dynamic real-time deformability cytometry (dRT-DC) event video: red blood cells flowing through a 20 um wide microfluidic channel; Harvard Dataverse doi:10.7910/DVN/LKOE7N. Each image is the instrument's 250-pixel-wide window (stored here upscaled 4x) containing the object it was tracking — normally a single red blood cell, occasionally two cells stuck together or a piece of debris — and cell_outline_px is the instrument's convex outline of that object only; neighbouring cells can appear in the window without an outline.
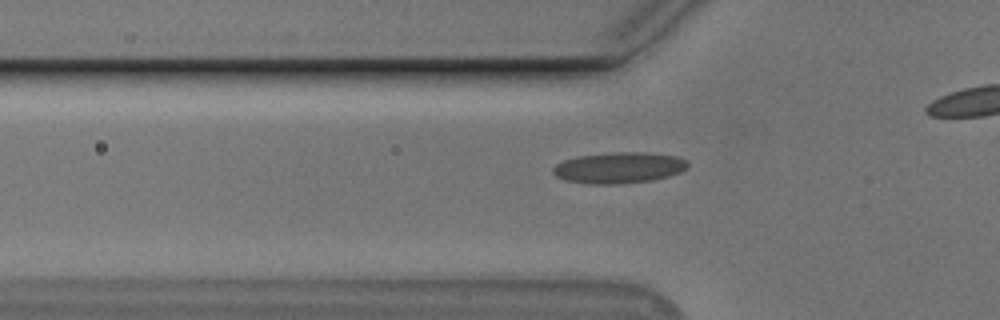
{"species": "Egyptian fruit bat (a non-hibernating species)", "species_latin": "Rousettus aegyptiacus", "temperature_condition": "cold", "stored_images_in_passage": 39, "camera_frame_rate_fps": 3000, "um_per_image_px": 0.085, "animal": {"sex": "male"}, "frame": {"image": 1, "passage_image": 13, "time_ms": 4.0, "image_size_px": [1000, 320], "cell_outline_px": [[688, 168], [680, 172], [668, 176], [652, 180], [616, 184], [588, 184], [564, 180], [556, 176], [552, 172], [552, 168], [556, 164], [564, 160], [576, 156], [612, 152], [644, 152], [676, 156], [688, 160]], "centroid_in_image_um": [52.6, 14.25], "position_along_channel_um": 73.2, "area_um2": 24.57}}
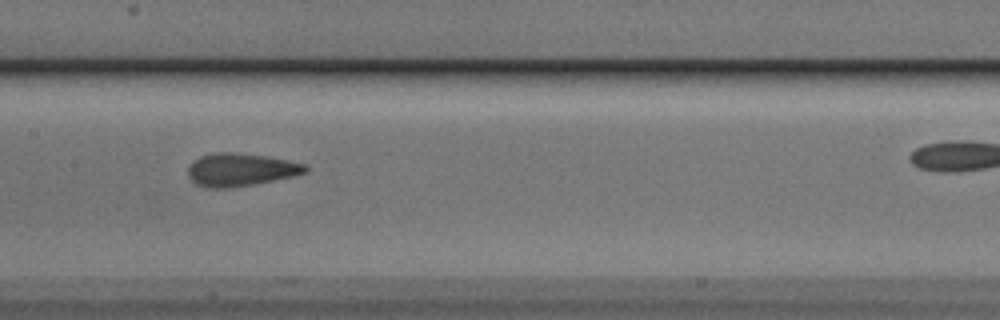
{"frame": {"image": 2, "passage_image": 22, "time_ms": 7.0, "image_size_px": [1000, 320], "cell_outline_px": [[308, 172], [292, 176], [252, 184], [228, 188], [208, 188], [196, 184], [188, 176], [188, 168], [192, 160], [200, 156], [216, 152], [236, 152], [268, 156], [308, 164]], "centroid_in_image_um": [20.45, 14.41], "position_along_channel_um": 187.0, "area_um2": 22.6}}
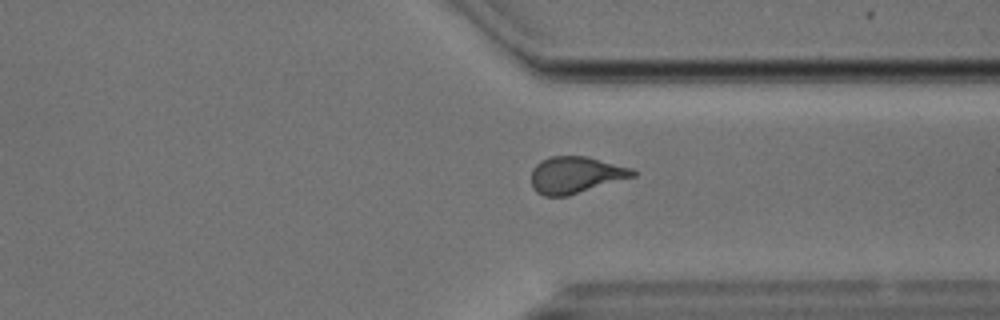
{"frame": {"image": 3, "passage_image": 36, "time_ms": 11.667, "image_size_px": [1000, 320], "cell_outline_px": [[636, 176], [568, 196], [544, 196], [536, 192], [532, 188], [532, 168], [540, 160], [552, 156], [588, 156], [632, 168], [636, 172]], "centroid_in_image_um": [48.92, 14.87], "position_along_channel_um": 362.5, "area_um2": 21.91}}